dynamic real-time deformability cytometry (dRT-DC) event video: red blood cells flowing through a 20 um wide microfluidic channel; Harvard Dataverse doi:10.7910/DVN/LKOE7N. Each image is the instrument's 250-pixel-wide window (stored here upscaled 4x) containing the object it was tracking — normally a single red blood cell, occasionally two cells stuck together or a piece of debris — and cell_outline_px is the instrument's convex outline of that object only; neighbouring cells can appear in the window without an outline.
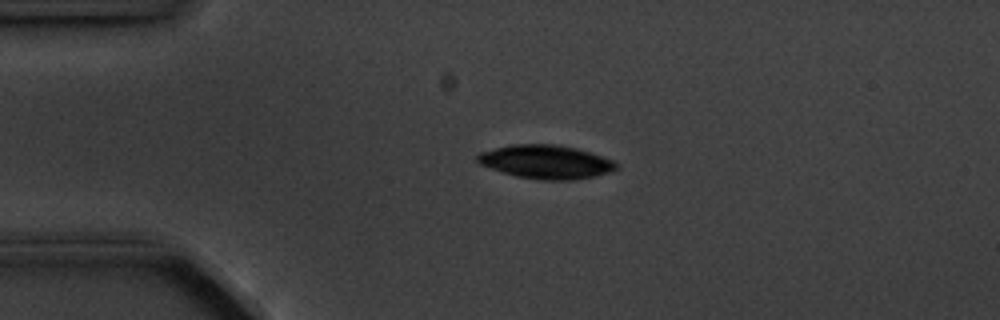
{"species": "common noctule bat (a hibernating species)", "species_latin": "Nyctalus noctula", "temperature_condition": "cold", "stored_images_in_passage": 3, "camera_frame_rate_fps": 3000, "um_per_image_px": 0.085, "animal": {"sex": "male", "body_mass_g": 20.1, "forearm_length_mm": 53.5}, "frame": {"image": 1, "passage_image": 2, "time_ms": 1.333, "image_size_px": [1000, 320], "cell_outline_px": [[620, 164], [612, 172], [596, 176], [572, 180], [540, 180], [516, 176], [480, 164], [476, 160], [476, 156], [480, 152], [512, 144], [556, 144], [576, 148], [612, 160]], "centroid_in_image_um": [46.43, 13.76], "position_along_channel_um": 38.6, "area_um2": 27.11}}